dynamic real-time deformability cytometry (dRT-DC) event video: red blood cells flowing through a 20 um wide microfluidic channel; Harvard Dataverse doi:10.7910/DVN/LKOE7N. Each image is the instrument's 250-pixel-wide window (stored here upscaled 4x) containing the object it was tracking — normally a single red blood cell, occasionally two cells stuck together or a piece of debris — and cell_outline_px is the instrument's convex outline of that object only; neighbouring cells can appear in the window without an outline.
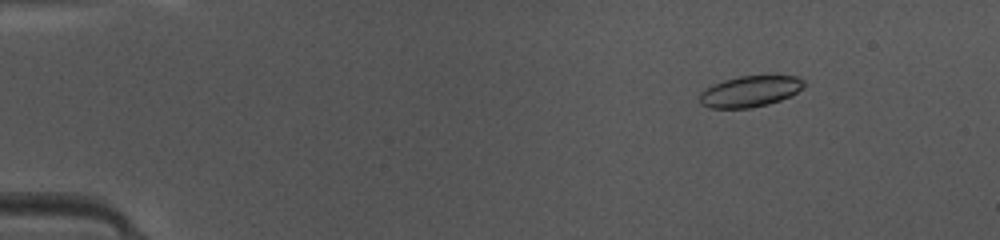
{"species": "common noctule bat (a hibernating species)", "species_latin": "Nyctalus noctula", "temperature_condition": "warm", "stored_images_in_passage": 48, "camera_frame_rate_fps": 3000, "um_per_image_px": 0.085, "animal": {"sex": "female", "body_mass_g": 10.0, "forearm_length_mm": 53.1}, "frame": {"image": 1, "passage_image": 7, "time_ms": 2.0, "image_size_px": [1000, 240], "cell_outline_px": [[808, 84], [804, 88], [792, 96], [768, 104], [752, 108], [712, 108], [700, 104], [700, 92], [724, 80], [740, 76], [764, 72], [796, 76], [804, 80]], "centroid_in_image_um": [63.88, 7.71], "position_along_channel_um": 21.1, "area_um2": 19.71}}
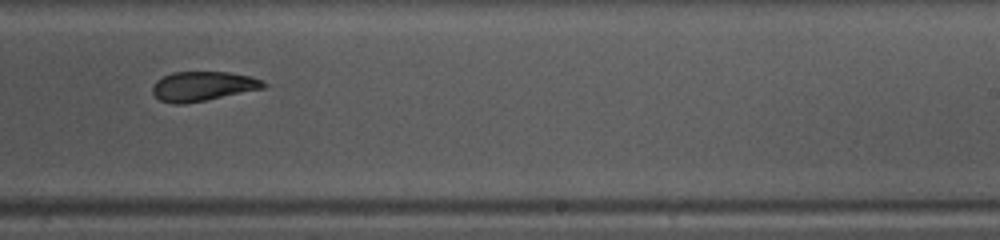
{"frame": {"image": 2, "passage_image": 31, "time_ms": 10.0, "image_size_px": [1000, 240], "cell_outline_px": [[268, 88], [204, 100], [180, 104], [172, 104], [160, 100], [152, 92], [152, 88], [156, 80], [172, 72], [228, 72], [252, 76], [268, 84]], "centroid_in_image_um": [17.28, 7.32], "position_along_channel_um": 271.7, "area_um2": 19.13}}
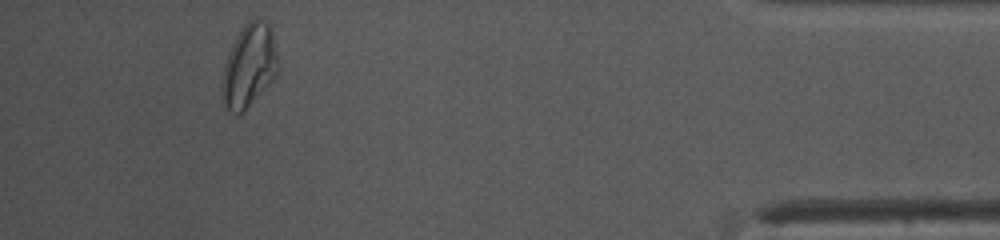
{"frame": {"image": 3, "passage_image": 45, "time_ms": 14.667, "image_size_px": [1000, 240], "cell_outline_px": [[280, 68], [276, 76], [244, 112], [232, 112], [224, 104], [220, 88], [224, 64], [228, 52], [236, 36], [244, 24], [248, 20], [256, 16], [264, 20], [268, 24], [272, 32], [280, 60]], "centroid_in_image_um": [21.19, 5.55], "position_along_channel_um": 414.0, "area_um2": 27.57}, "authors_computed_cell_mechanics": {"area_um2": 19.3919, "velocity_mm_per_s": 4.1877, "shape_relaxation_time_tau1_ms": null, "shape_relaxation_time_tau2_ms": 2.5986, "deformation_change_tau1": null, "deformation_change_tau2": 0.103}}